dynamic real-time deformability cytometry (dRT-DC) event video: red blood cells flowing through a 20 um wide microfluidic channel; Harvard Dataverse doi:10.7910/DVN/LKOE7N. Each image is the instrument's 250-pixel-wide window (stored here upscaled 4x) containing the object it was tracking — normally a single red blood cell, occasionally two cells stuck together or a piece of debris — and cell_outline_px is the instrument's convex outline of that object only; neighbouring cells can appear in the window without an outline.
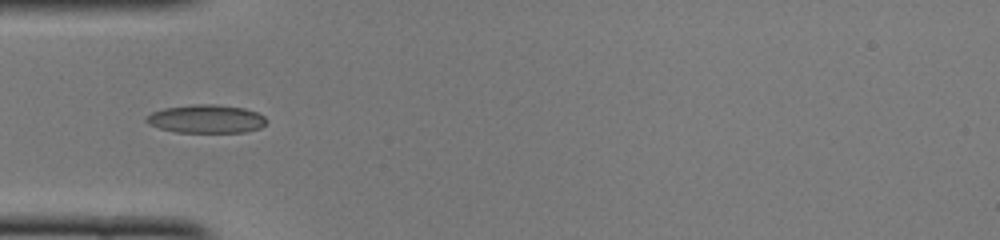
{"species": "common noctule bat (a hibernating species)", "species_latin": "Nyctalus noctula", "temperature_condition": "cold", "stored_images_in_passage": 35, "camera_frame_rate_fps": 3000, "um_per_image_px": 0.085, "animal": {"sex": "female", "body_mass_g": 22.0, "forearm_length_mm": 56.7}, "frame": {"image": 1, "passage_image": 1, "time_ms": 0.0, "image_size_px": [1000, 240], "cell_outline_px": [[268, 120], [260, 128], [244, 132], [176, 132], [160, 128], [148, 124], [144, 120], [144, 116], [152, 112], [164, 108], [192, 104], [216, 104], [244, 108], [256, 112], [264, 116]], "centroid_in_image_um": [17.5, 10.1], "position_along_channel_um": 67.5, "area_um2": 19.94}}
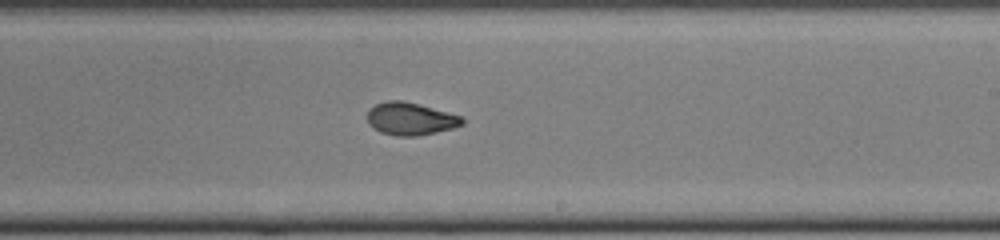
{"frame": {"image": 2, "passage_image": 15, "time_ms": 4.667, "image_size_px": [1000, 240], "cell_outline_px": [[464, 124], [452, 128], [436, 132], [416, 136], [396, 136], [380, 132], [372, 128], [368, 124], [368, 108], [376, 104], [388, 100], [404, 100], [420, 104], [460, 116], [464, 120]], "centroid_in_image_um": [34.85, 10.09], "position_along_channel_um": 254.2, "area_um2": 18.09}}
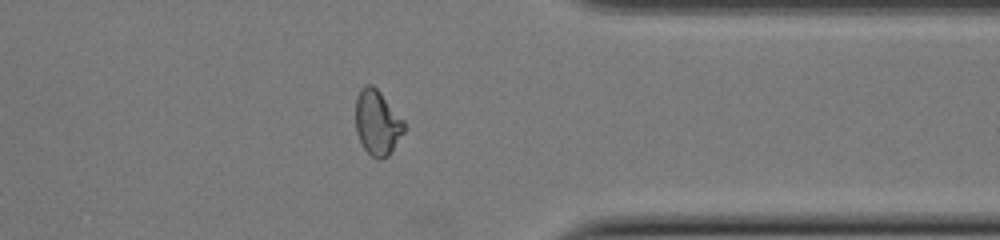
{"frame": {"image": 3, "passage_image": 25, "time_ms": 8.0, "image_size_px": [1000, 240], "cell_outline_px": [[404, 132], [388, 156], [380, 160], [376, 160], [364, 148], [356, 132], [356, 96], [360, 88], [364, 84], [372, 84], [380, 92], [404, 120]], "centroid_in_image_um": [32.06, 10.41], "position_along_channel_um": 379.3, "area_um2": 18.38}, "authors_computed_cell_mechanics": {"area_um2": 18.3804, "velocity_mm_per_s": 4.004, "shape_relaxation_time_tau1_ms": null, "shape_relaxation_time_tau2_ms": 2.1895, "deformation_change_tau1": null, "deformation_change_tau2": 0.0664}}